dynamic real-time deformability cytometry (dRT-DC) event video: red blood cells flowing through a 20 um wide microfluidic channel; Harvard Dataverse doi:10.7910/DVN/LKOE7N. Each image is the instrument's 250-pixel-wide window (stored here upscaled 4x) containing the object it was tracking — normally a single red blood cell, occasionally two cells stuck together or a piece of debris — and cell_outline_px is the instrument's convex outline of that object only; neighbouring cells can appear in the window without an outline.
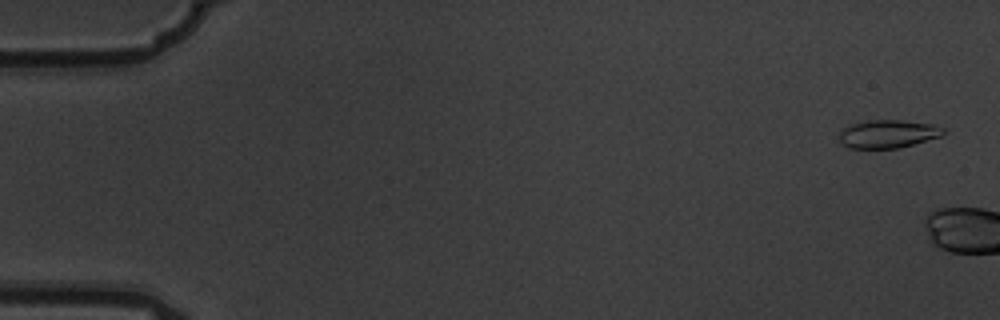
{"species": "common noctule bat (a hibernating species)", "species_latin": "Nyctalus noctula", "temperature_condition": "warm", "stored_images_in_passage": 2, "camera_frame_rate_fps": 3000, "um_per_image_px": 0.085, "animal": {"sex": "male", "body_mass_g": 19.5, "forearm_length_mm": 54.6}, "frame": {"image": 1, "passage_image": 1, "time_ms": 0.0, "image_size_px": [1000, 320], "cell_outline_px": [[944, 132], [940, 136], [900, 148], [848, 148], [840, 144], [840, 132], [848, 124], [868, 120], [904, 120], [932, 124], [944, 128]], "centroid_in_image_um": [75.43, 11.38], "position_along_channel_um": 9.6, "area_um2": 17.11}}